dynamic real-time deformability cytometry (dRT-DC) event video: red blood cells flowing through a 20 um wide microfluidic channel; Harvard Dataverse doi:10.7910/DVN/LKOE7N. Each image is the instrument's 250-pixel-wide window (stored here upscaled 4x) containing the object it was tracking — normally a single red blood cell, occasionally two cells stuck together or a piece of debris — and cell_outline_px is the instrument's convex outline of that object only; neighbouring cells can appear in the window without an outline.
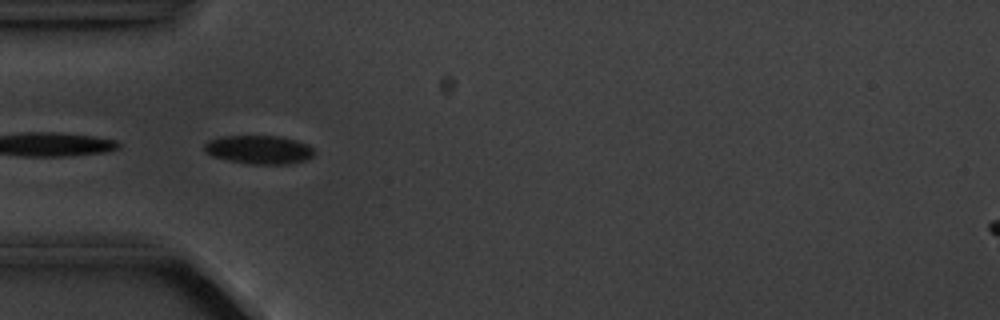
{"species": "common noctule bat (a hibernating species)", "species_latin": "Nyctalus noctula", "temperature_condition": "cold", "stored_images_in_passage": 15, "camera_frame_rate_fps": 3000, "um_per_image_px": 0.085, "animal": {"sex": "male", "body_mass_g": 20.1, "forearm_length_mm": 53.5}, "frame": {"image": 1, "passage_image": 5, "time_ms": 5.333, "image_size_px": [1000, 320], "cell_outline_px": [[316, 152], [308, 160], [288, 164], [248, 164], [228, 160], [212, 156], [204, 148], [204, 144], [208, 140], [220, 136], [280, 136], [296, 140], [308, 144]], "centroid_in_image_um": [22.04, 12.72], "position_along_channel_um": 63.0, "area_um2": 18.44}, "authors_computed_cell_mechanics": {"area_um2": 18.4382, "velocity_mm_per_s": 3.5798, "shape_relaxation_time_tau1_ms": 1.6345, "shape_relaxation_time_tau2_ms": null, "deformation_change_tau1": 0.0728, "deformation_change_tau2": null}}